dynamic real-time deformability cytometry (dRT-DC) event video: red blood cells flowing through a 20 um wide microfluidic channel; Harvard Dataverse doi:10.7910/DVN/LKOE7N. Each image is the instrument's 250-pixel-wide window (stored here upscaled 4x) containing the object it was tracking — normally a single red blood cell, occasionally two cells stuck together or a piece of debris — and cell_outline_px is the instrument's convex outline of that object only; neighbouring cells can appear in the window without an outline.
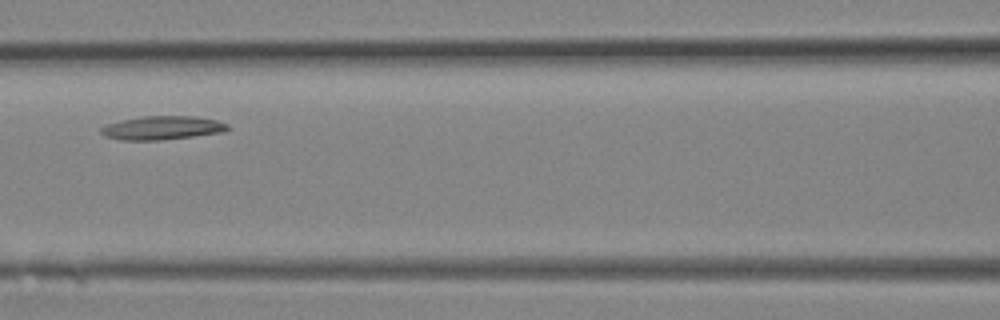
{"species": "Egyptian fruit bat (a non-hibernating species)", "species_latin": "Rousettus aegyptiacus", "temperature_condition": "room temperature", "stored_images_in_passage": 22, "camera_frame_rate_fps": 3000, "um_per_image_px": 0.085, "animal": {"sex": "female"}, "frame": {"image": 1, "passage_image": 7, "time_ms": 2.0, "image_size_px": [1000, 320], "cell_outline_px": [[232, 128], [224, 132], [160, 140], [120, 140], [108, 136], [100, 132], [100, 128], [104, 124], [120, 120], [144, 116], [192, 116], [216, 120], [228, 124]], "centroid_in_image_um": [13.79, 10.86], "position_along_channel_um": 152.8, "area_um2": 17.46}}
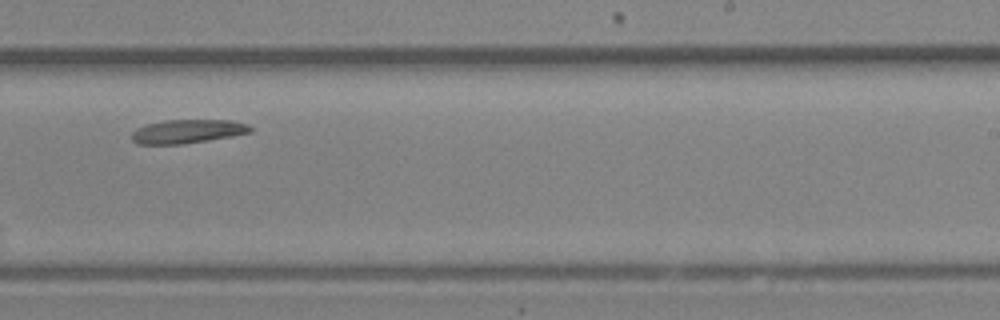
{"frame": {"image": 2, "passage_image": 12, "time_ms": 3.667, "image_size_px": [1000, 320], "cell_outline_px": [[252, 132], [232, 136], [208, 140], [180, 144], [136, 144], [132, 140], [132, 132], [136, 128], [144, 124], [164, 120], [228, 120], [248, 124], [252, 128]], "centroid_in_image_um": [15.9, 11.16], "position_along_channel_um": 273.1, "area_um2": 16.47}}
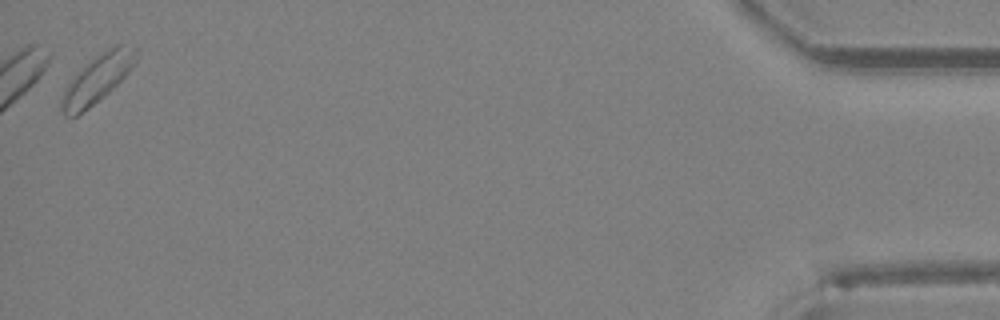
{"frame": {"image": 3, "passage_image": 22, "time_ms": 7.0, "image_size_px": [1000, 320], "cell_outline_px": [[136, 60], [128, 72], [104, 96], [88, 108], [76, 116], [64, 116], [60, 108], [60, 96], [64, 88], [72, 76], [84, 64], [104, 48], [116, 44], [120, 44], [136, 48]], "centroid_in_image_um": [8.2, 6.68], "position_along_channel_um": 427.0, "area_um2": 21.04}}